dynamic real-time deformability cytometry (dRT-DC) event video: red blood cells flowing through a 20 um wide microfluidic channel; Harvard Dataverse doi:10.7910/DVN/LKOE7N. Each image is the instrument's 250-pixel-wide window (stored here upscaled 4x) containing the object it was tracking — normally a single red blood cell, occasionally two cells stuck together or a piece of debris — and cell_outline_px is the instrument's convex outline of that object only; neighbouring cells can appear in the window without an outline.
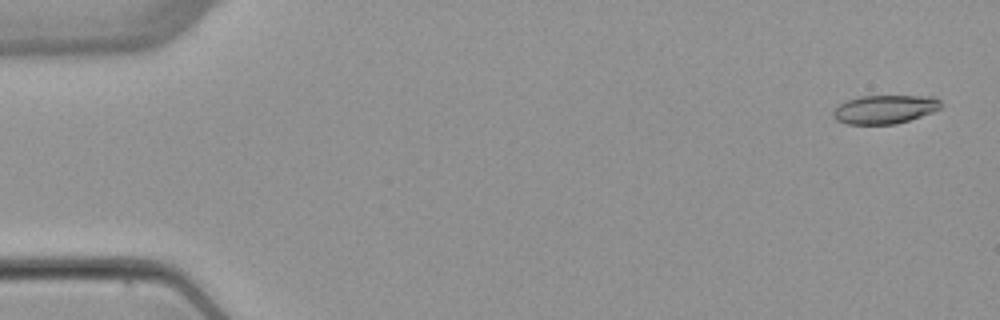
{"species": "common noctule bat (a hibernating species)", "species_latin": "Nyctalus noctula", "temperature_condition": "warm", "stored_images_in_passage": 6, "camera_frame_rate_fps": 3000, "um_per_image_px": 0.085, "animal": {"sex": "female", "body_mass_g": 22.7, "forearm_length_mm": 54.2}, "frame": {"image": 1, "passage_image": 1, "time_ms": 0.0, "image_size_px": [1000, 320], "cell_outline_px": [[944, 104], [940, 108], [932, 112], [896, 124], [848, 124], [836, 120], [832, 116], [832, 112], [840, 104], [848, 100], [860, 96], [932, 96], [940, 100]], "centroid_in_image_um": [75.21, 9.29], "position_along_channel_um": 9.8, "area_um2": 17.92}}
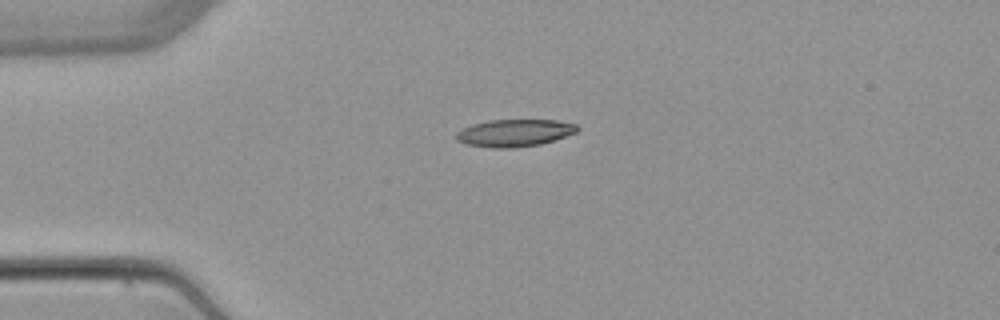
{"frame": {"image": 2, "passage_image": 4, "time_ms": 3.667, "image_size_px": [1000, 320], "cell_outline_px": [[580, 128], [576, 132], [540, 144], [512, 148], [492, 148], [464, 144], [456, 140], [456, 132], [460, 128], [472, 124], [488, 120], [556, 120], [576, 124]], "centroid_in_image_um": [43.67, 11.29], "position_along_channel_um": 41.3, "area_um2": 19.31}}
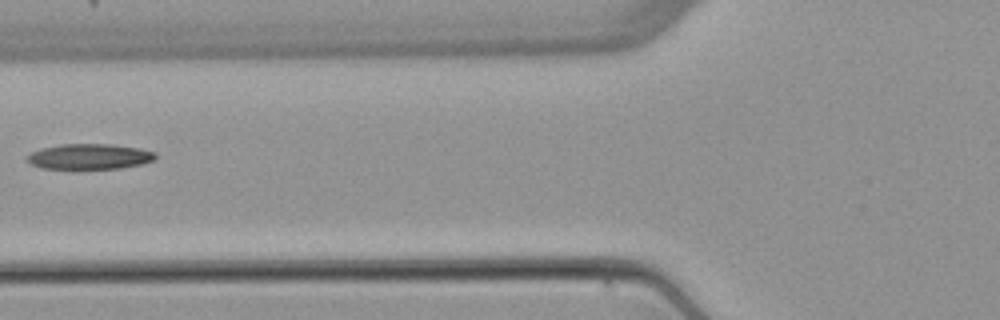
{"frame": {"image": 3, "passage_image": 6, "time_ms": 6.333, "image_size_px": [1000, 320], "cell_outline_px": [[156, 160], [144, 164], [120, 168], [40, 168], [32, 164], [28, 160], [28, 156], [32, 152], [40, 148], [60, 144], [116, 144], [140, 148], [156, 152]], "centroid_in_image_um": [7.68, 13.29], "position_along_channel_um": 118.1, "area_um2": 19.07}}